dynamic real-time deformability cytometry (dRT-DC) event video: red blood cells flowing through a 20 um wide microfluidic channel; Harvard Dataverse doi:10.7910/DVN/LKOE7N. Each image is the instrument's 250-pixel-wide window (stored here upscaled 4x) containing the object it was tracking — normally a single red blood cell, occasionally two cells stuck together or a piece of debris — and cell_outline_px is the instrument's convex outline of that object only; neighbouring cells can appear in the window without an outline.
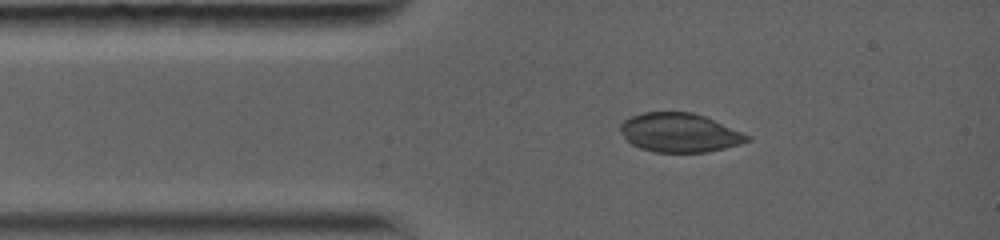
{"species": "common noctule bat (a hibernating species)", "species_latin": "Nyctalus noctula", "temperature_condition": "warm", "stored_images_in_passage": 8, "camera_frame_rate_fps": 5000, "um_per_image_px": 0.085, "animal": {"sex": "female", "body_mass_g": 19.0, "forearm_length_mm": 56.7}, "frame": {"image": 1, "passage_image": 2, "time_ms": 1.0, "image_size_px": [1000, 240], "cell_outline_px": [[752, 140], [740, 144], [708, 152], [652, 152], [640, 148], [632, 144], [624, 136], [620, 128], [620, 124], [624, 120], [632, 116], [644, 112], [692, 112], [704, 116], [752, 136]], "centroid_in_image_um": [57.79, 11.28], "position_along_channel_um": 27.2, "area_um2": 28.73}}
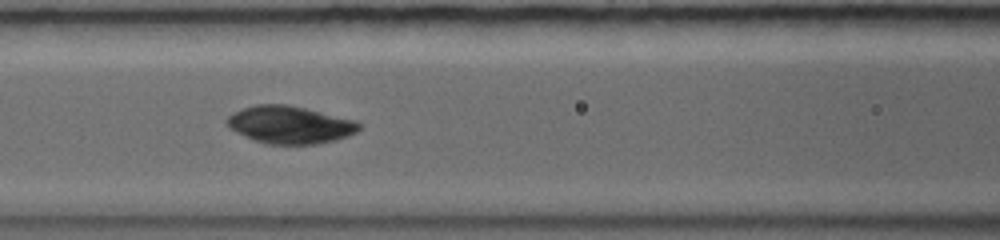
{"frame": {"image": 2, "passage_image": 6, "time_ms": 4.4, "image_size_px": [1000, 240], "cell_outline_px": [[360, 128], [356, 132], [348, 136], [336, 140], [316, 144], [268, 144], [244, 136], [228, 128], [224, 120], [232, 112], [256, 104], [288, 104], [356, 120], [360, 124]], "centroid_in_image_um": [24.62, 10.6], "position_along_channel_um": 142.0, "area_um2": 29.02}}
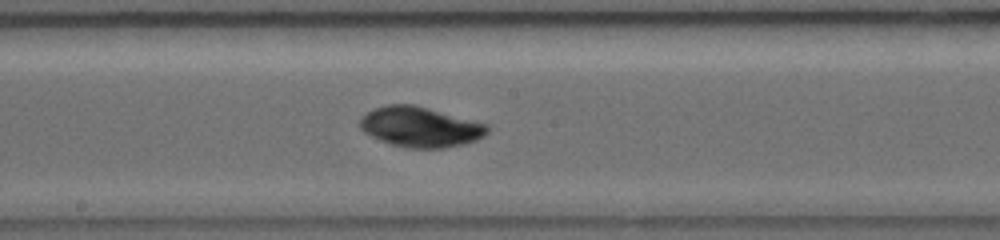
{"frame": {"image": 3, "passage_image": 8, "time_ms": 6.2, "image_size_px": [1000, 240], "cell_outline_px": [[488, 132], [484, 136], [476, 140], [444, 148], [408, 148], [392, 144], [380, 140], [364, 132], [360, 128], [360, 116], [376, 108], [388, 104], [416, 104], [488, 124]], "centroid_in_image_um": [35.72, 10.77], "position_along_channel_um": 212.5, "area_um2": 29.82}}